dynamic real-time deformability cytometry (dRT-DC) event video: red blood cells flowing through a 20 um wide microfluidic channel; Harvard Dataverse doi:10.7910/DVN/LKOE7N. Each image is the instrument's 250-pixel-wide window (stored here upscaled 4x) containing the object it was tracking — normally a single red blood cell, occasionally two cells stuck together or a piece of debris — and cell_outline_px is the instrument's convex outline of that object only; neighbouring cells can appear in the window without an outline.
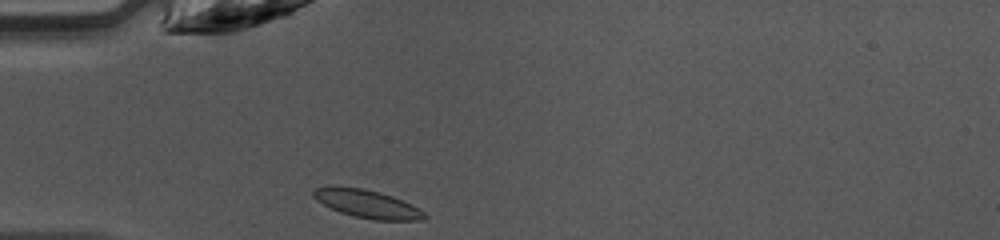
{"species": "common noctule bat (a hibernating species)", "species_latin": "Nyctalus noctula", "temperature_condition": "warm", "stored_images_in_passage": 34, "camera_frame_rate_fps": 3000, "um_per_image_px": 0.085, "animal": {"sex": "female", "body_mass_g": 10.0, "forearm_length_mm": 53.1}, "frame": {"image": 1, "passage_image": 1, "time_ms": 0.0, "image_size_px": [1000, 240], "cell_outline_px": [[428, 216], [424, 220], [372, 220], [352, 216], [340, 212], [316, 200], [312, 196], [312, 192], [316, 188], [332, 184], [360, 188], [380, 192], [392, 196], [424, 212]], "centroid_in_image_um": [31.14, 17.31], "position_along_channel_um": 53.9, "area_um2": 18.21}}
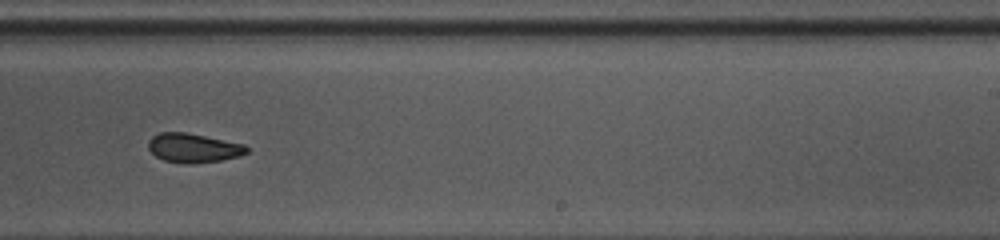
{"frame": {"image": 2, "passage_image": 17, "time_ms": 5.333, "image_size_px": [1000, 240], "cell_outline_px": [[248, 152], [240, 156], [220, 160], [188, 164], [180, 164], [164, 160], [156, 156], [148, 148], [148, 140], [152, 136], [160, 132], [188, 132], [244, 144], [248, 148]], "centroid_in_image_um": [16.42, 12.57], "position_along_channel_um": 272.6, "area_um2": 16.82}}
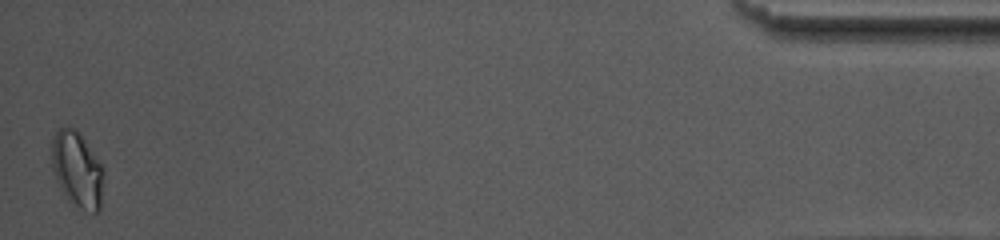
{"frame": {"image": 3, "passage_image": 34, "time_ms": 11.0, "image_size_px": [1000, 240], "cell_outline_px": [[104, 172], [100, 212], [92, 212], [72, 204], [64, 196], [56, 180], [52, 168], [52, 140], [56, 132], [60, 128], [76, 128], [80, 132], [104, 168]], "centroid_in_image_um": [6.58, 14.42], "position_along_channel_um": 428.6, "area_um2": 23.06}, "authors_computed_cell_mechanics": {"area_um2": 17.6868, "velocity_mm_per_s": 4.2435, "shape_relaxation_time_tau1_ms": 6.1536, "shape_relaxation_time_tau2_ms": 2.5897, "deformation_change_tau1": 0.1235, "deformation_change_tau2": 0.0704}}